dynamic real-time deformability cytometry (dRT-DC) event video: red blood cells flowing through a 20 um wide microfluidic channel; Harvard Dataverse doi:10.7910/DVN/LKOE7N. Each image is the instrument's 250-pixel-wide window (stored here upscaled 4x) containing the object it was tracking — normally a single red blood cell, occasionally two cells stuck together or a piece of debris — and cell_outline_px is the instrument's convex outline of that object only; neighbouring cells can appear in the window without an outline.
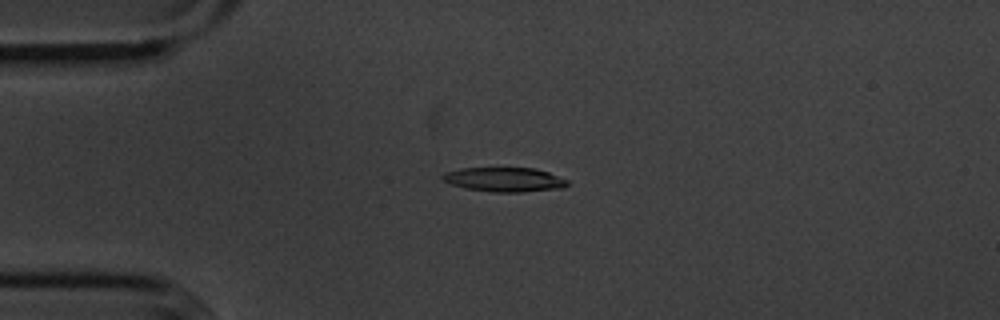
{"species": "common noctule bat (a hibernating species)", "species_latin": "Nyctalus noctula", "temperature_condition": "cold", "stored_images_in_passage": 52, "camera_frame_rate_fps": 3000, "um_per_image_px": 0.085, "animal": {"sex": "male", "body_mass_g": 20.1, "forearm_length_mm": 53.5}, "frame": {"image": 1, "passage_image": 10, "time_ms": 3.0, "image_size_px": [1000, 320], "cell_outline_px": [[568, 184], [564, 188], [524, 192], [492, 192], [468, 188], [452, 184], [444, 180], [440, 176], [444, 172], [460, 168], [536, 168], [548, 172], [568, 180]], "centroid_in_image_um": [42.9, 15.26], "position_along_channel_um": 42.1, "area_um2": 17.69}}
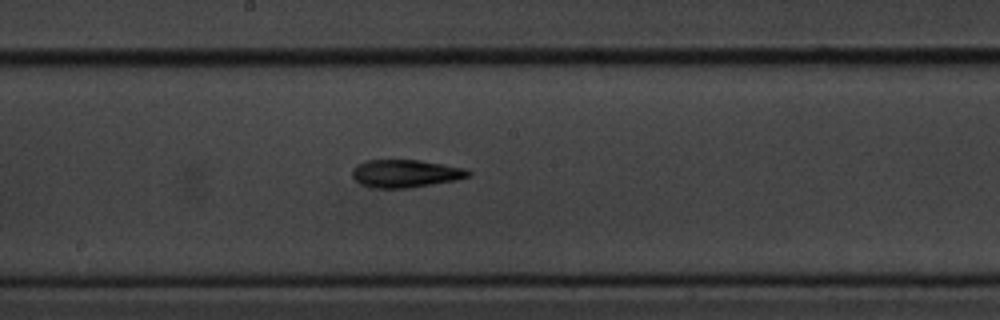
{"frame": {"image": 2, "passage_image": 26, "time_ms": 8.333, "image_size_px": [1000, 320], "cell_outline_px": [[472, 172], [468, 176], [456, 180], [408, 188], [372, 188], [360, 184], [352, 176], [352, 168], [356, 164], [364, 160], [420, 160], [468, 168]], "centroid_in_image_um": [34.45, 14.74], "position_along_channel_um": 213.8, "area_um2": 19.02}}
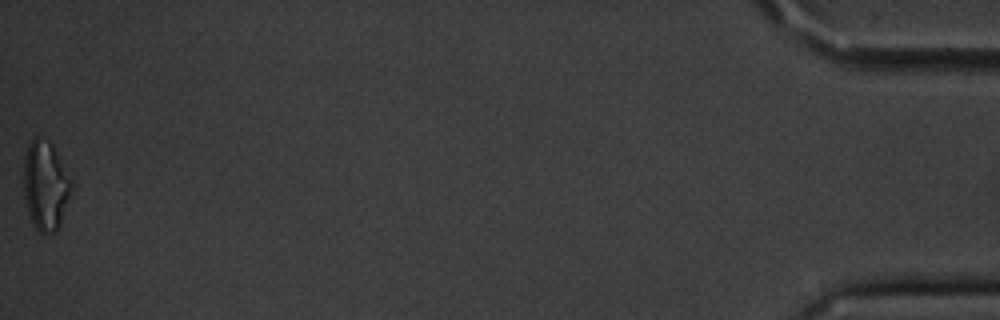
{"frame": {"image": 3, "passage_image": 52, "time_ms": 17.0, "image_size_px": [1000, 320], "cell_outline_px": [[76, 184], [60, 224], [56, 232], [44, 236], [32, 224], [28, 212], [24, 196], [24, 156], [28, 144], [36, 136], [48, 140], [52, 144], [76, 180]], "centroid_in_image_um": [3.94, 15.77], "position_along_channel_um": 431.3, "area_um2": 26.01}, "authors_computed_cell_mechanics": {"area_um2": 18.1492, "velocity_mm_per_s": 3.629, "shape_relaxation_time_tau1_ms": 4.3919, "shape_relaxation_time_tau2_ms": 7.1436, "deformation_change_tau1": 0.1832, "deformation_change_tau2": 0.2003}}